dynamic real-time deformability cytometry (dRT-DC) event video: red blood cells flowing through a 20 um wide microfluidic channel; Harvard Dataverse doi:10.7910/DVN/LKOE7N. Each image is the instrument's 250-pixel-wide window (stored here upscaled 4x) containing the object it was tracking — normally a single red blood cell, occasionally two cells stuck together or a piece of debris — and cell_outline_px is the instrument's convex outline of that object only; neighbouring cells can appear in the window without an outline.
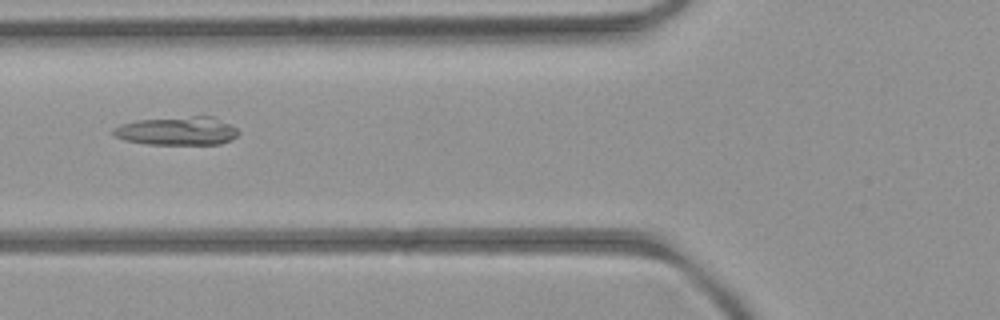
{"species": "common noctule bat (a hibernating species)", "species_latin": "Nyctalus noctula", "temperature_condition": "room temperature", "stored_images_in_passage": 6, "camera_frame_rate_fps": 3000, "um_per_image_px": 0.085, "animal": {"sex": "female", "body_mass_g": 21.9}, "frame": {"image": 1, "passage_image": 6, "time_ms": 6.333, "image_size_px": [1000, 320], "cell_outline_px": [[240, 132], [232, 140], [220, 144], [148, 144], [124, 140], [116, 136], [112, 132], [112, 128], [120, 124], [136, 120], [192, 116], [216, 116], [236, 128]], "centroid_in_image_um": [15.08, 11.12], "position_along_channel_um": 110.7, "area_um2": 20.92}}